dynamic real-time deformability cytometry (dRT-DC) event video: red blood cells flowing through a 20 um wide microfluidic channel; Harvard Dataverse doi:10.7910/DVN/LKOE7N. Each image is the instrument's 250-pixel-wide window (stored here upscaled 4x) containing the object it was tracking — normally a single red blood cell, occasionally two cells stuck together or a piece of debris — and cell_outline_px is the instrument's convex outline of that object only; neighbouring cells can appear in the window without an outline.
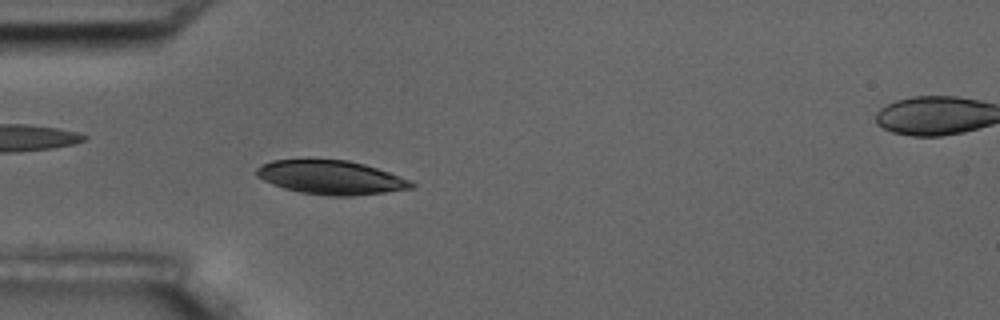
{"species": "common noctule bat (a hibernating species)", "species_latin": "Nyctalus noctula", "temperature_condition": "room temperature", "stored_images_in_passage": 5, "segment_of_instrument_passage": [1, 2], "camera_frame_rate_fps": 3000, "um_per_image_px": 0.085, "animal": {"sex": "male", "body_mass_g": 17.5, "forearm_length_mm": 52.3}, "frame": {"image": 1, "passage_image": 4, "time_ms": 3.667, "image_size_px": [1000, 320], "cell_outline_px": [[416, 184], [412, 188], [384, 192], [352, 196], [328, 196], [300, 192], [284, 188], [272, 184], [256, 176], [256, 168], [260, 164], [272, 160], [348, 160], [364, 164], [388, 172], [408, 180]], "centroid_in_image_um": [28.08, 15.08], "position_along_channel_um": 56.9, "area_um2": 30.29}}